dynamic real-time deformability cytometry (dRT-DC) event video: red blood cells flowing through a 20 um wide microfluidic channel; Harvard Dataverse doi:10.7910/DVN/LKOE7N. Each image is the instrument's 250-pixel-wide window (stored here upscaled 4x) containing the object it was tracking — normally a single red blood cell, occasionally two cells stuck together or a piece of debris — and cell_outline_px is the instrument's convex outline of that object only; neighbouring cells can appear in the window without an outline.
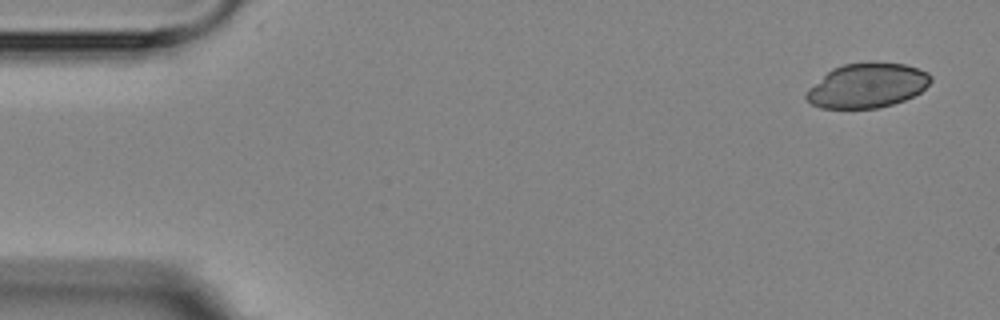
{"species": "Egyptian fruit bat (a non-hibernating species)", "species_latin": "Rousettus aegyptiacus", "temperature_condition": "room temperature", "stored_images_in_passage": 4, "camera_frame_rate_fps": 3000, "um_per_image_px": 0.085, "animal": {"sex": "female"}, "frame": {"image": 1, "passage_image": 1, "time_ms": 0.0, "image_size_px": [1000, 320], "cell_outline_px": [[932, 80], [920, 92], [904, 100], [892, 104], [876, 108], [820, 108], [804, 100], [804, 92], [808, 88], [832, 68], [844, 64], [872, 60], [904, 64], [928, 72], [932, 76]], "centroid_in_image_um": [73.67, 7.25], "position_along_channel_um": 11.3, "area_um2": 32.71}}